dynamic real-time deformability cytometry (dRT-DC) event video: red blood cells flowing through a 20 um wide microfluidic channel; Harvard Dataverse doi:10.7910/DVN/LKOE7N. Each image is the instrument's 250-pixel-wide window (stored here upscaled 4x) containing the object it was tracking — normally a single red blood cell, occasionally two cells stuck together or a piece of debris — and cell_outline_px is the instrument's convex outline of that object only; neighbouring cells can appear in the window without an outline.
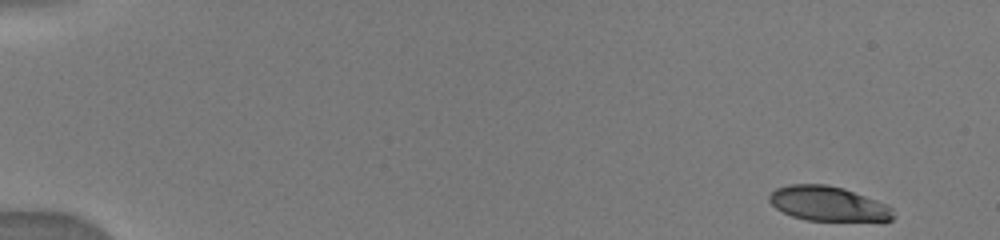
{"species": "human", "species_latin": "Homo sapiens", "temperature_condition": "warm", "stored_images_in_passage": 16, "camera_frame_rate_fps": 3000, "um_per_image_px": 0.085, "donor": {"sex": "male"}, "frame": {"image": 1, "passage_image": 1, "time_ms": 0.0, "image_size_px": [1000, 240], "cell_outline_px": [[896, 216], [892, 220], [884, 224], [808, 220], [792, 216], [776, 208], [768, 200], [768, 196], [776, 188], [788, 184], [828, 184], [844, 188], [888, 204], [892, 208]], "centroid_in_image_um": [70.53, 17.36], "position_along_channel_um": 14.5, "area_um2": 26.24}}
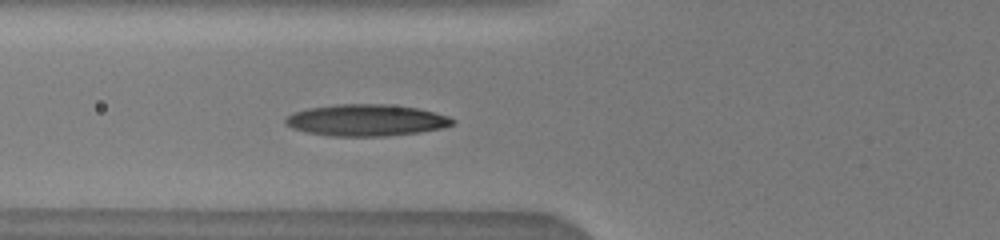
{"frame": {"image": 2, "passage_image": 14, "time_ms": 5.667, "image_size_px": [1000, 240], "cell_outline_px": [[456, 120], [452, 124], [440, 128], [420, 132], [384, 136], [332, 136], [308, 132], [292, 128], [284, 124], [284, 120], [292, 112], [308, 108], [336, 104], [388, 104], [416, 108], [448, 116]], "centroid_in_image_um": [31.09, 10.21], "position_along_channel_um": 94.7, "area_um2": 30.63}}
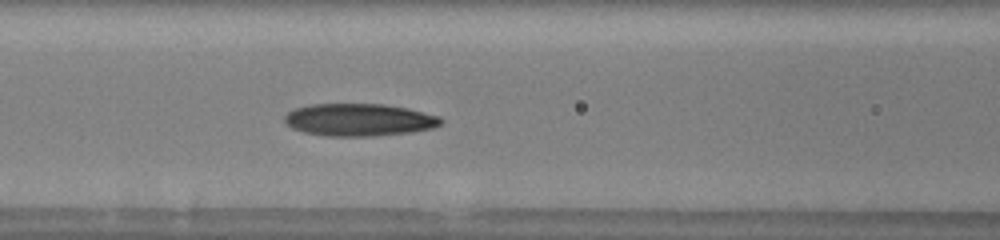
{"frame": {"image": 3, "passage_image": 16, "time_ms": 6.667, "image_size_px": [1000, 240], "cell_outline_px": [[444, 120], [440, 124], [432, 128], [412, 132], [372, 136], [324, 136], [304, 132], [292, 128], [284, 120], [284, 116], [288, 112], [296, 108], [312, 104], [384, 104], [408, 108], [440, 116]], "centroid_in_image_um": [30.54, 10.18], "position_along_channel_um": 136.1, "area_um2": 29.59}}